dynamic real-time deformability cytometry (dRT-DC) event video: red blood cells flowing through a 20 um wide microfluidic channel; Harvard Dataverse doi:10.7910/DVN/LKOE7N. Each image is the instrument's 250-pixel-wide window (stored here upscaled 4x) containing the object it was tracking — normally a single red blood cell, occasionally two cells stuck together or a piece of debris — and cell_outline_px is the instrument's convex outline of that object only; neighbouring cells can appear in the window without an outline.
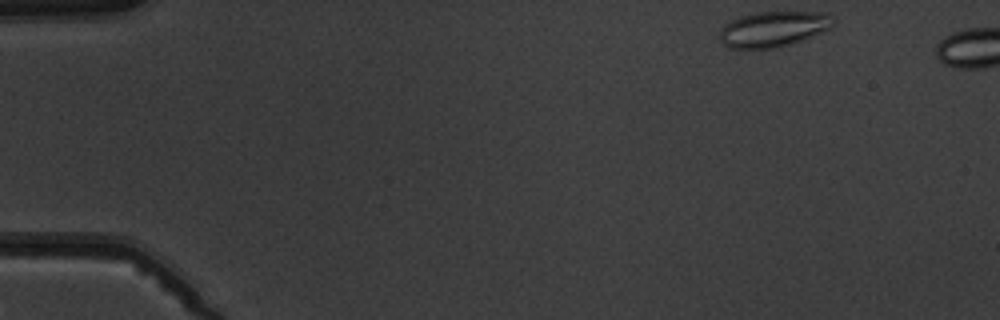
{"species": "common noctule bat (a hibernating species)", "species_latin": "Nyctalus noctula", "temperature_condition": "warm", "stored_images_in_passage": 5, "camera_frame_rate_fps": 3000, "um_per_image_px": 0.085, "animal": {"sex": "male", "body_mass_g": 19.5, "forearm_length_mm": 54.6}, "frame": {"image": 1, "passage_image": 1, "time_ms": 0.0, "image_size_px": [1000, 320], "cell_outline_px": [[836, 20], [832, 28], [804, 40], [792, 44], [776, 48], [728, 48], [720, 40], [720, 32], [724, 24], [740, 16], [756, 12], [828, 12]], "centroid_in_image_um": [65.8, 2.46], "position_along_channel_um": 19.2, "area_um2": 23.81}}